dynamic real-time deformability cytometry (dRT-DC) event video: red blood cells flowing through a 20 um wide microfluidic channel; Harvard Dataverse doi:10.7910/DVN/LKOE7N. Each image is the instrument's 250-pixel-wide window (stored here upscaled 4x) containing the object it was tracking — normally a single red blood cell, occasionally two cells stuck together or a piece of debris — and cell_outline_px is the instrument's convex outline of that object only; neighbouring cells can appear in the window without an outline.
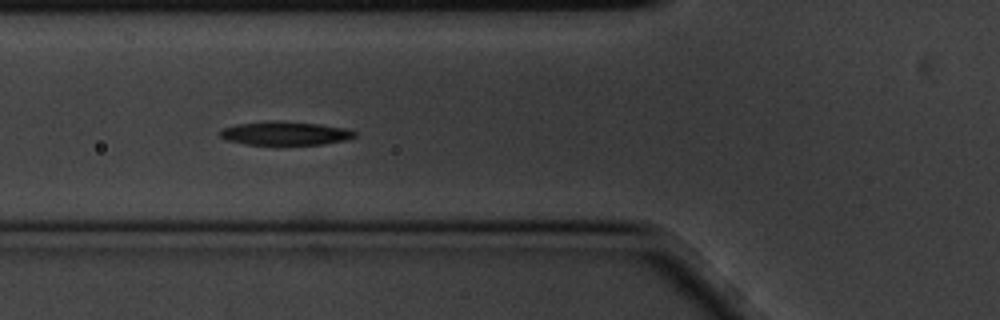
{"species": "common noctule bat (a hibernating species)", "species_latin": "Nyctalus noctula", "temperature_condition": "cold", "stored_images_in_passage": 8, "camera_frame_rate_fps": 3000, "um_per_image_px": 0.085, "animal": {"sex": "male", "body_mass_g": 20.1, "forearm_length_mm": 53.5}, "frame": {"image": 1, "passage_image": 6, "time_ms": 1.667, "image_size_px": [1000, 320], "cell_outline_px": [[356, 136], [344, 140], [324, 144], [244, 144], [224, 140], [220, 136], [220, 132], [224, 128], [236, 124], [272, 120], [280, 120], [320, 124], [348, 128], [356, 132]], "centroid_in_image_um": [24.23, 11.32], "position_along_channel_um": 101.6, "area_um2": 18.61}}
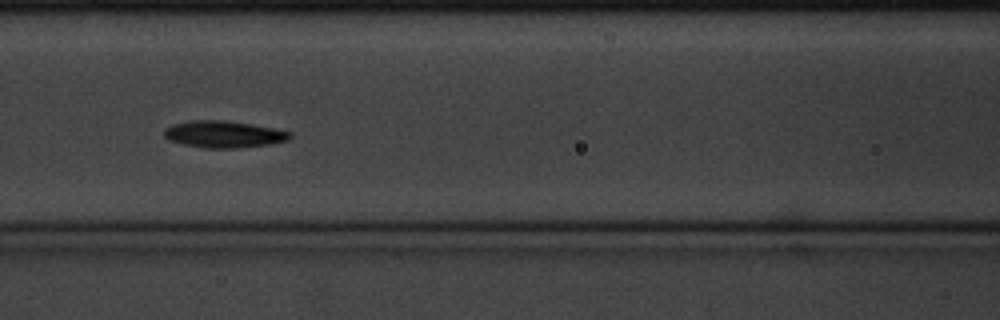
{"frame": {"image": 2, "passage_image": 7, "time_ms": 2.0, "image_size_px": [1000, 320], "cell_outline_px": [[292, 136], [288, 140], [268, 144], [236, 148], [204, 148], [184, 144], [168, 140], [164, 136], [164, 128], [172, 124], [192, 120], [224, 120], [252, 124], [292, 132]], "centroid_in_image_um": [18.99, 11.4], "position_along_channel_um": 147.6, "area_um2": 19.65}}
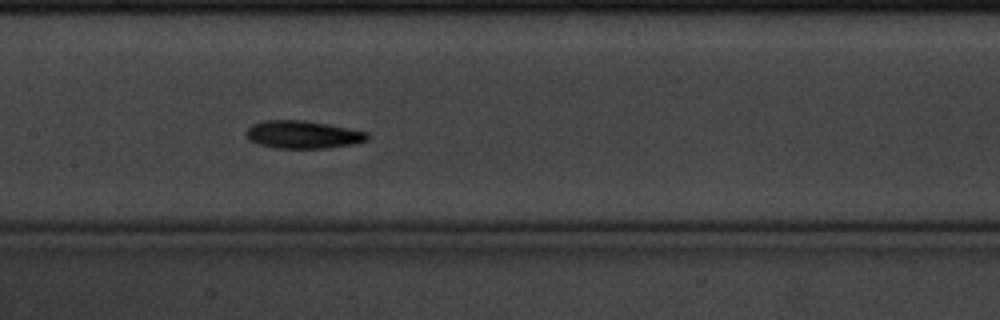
{"frame": {"image": 3, "passage_image": 8, "time_ms": 2.333, "image_size_px": [1000, 320], "cell_outline_px": [[372, 136], [368, 140], [352, 144], [324, 148], [272, 148], [256, 144], [248, 140], [248, 128], [252, 124], [264, 120], [304, 120], [328, 124], [368, 132]], "centroid_in_image_um": [25.76, 11.44], "position_along_channel_um": 181.6, "area_um2": 19.71}}